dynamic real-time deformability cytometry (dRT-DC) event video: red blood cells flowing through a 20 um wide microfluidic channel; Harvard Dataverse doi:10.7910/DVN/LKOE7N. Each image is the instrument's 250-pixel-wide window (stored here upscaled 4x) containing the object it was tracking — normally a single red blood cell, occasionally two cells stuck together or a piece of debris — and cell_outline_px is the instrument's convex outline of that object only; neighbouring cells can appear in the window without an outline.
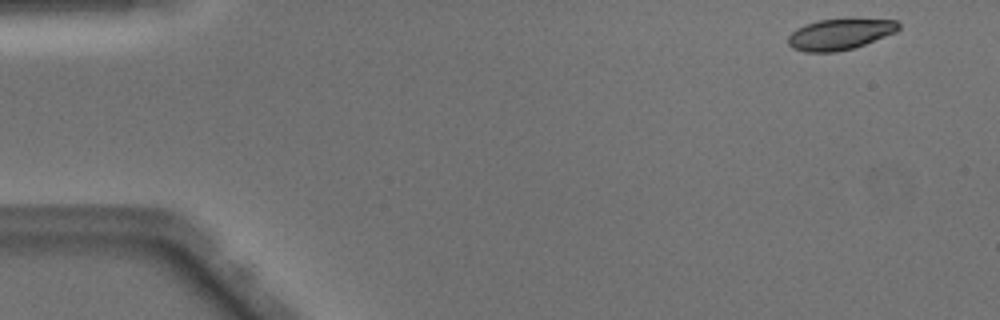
{"species": "Egyptian fruit bat (a non-hibernating species)", "species_latin": "Rousettus aegyptiacus", "temperature_condition": "warm", "stored_images_in_passage": 47, "camera_frame_rate_fps": 3000, "um_per_image_px": 0.085, "animal": {"sex": "male"}, "frame": {"image": 1, "passage_image": 1, "time_ms": 0.0, "image_size_px": [1000, 320], "cell_outline_px": [[900, 28], [896, 32], [864, 44], [852, 48], [836, 52], [804, 52], [792, 48], [788, 44], [788, 36], [796, 28], [804, 24], [820, 20], [848, 16], [852, 16], [896, 20], [900, 24]], "centroid_in_image_um": [71.42, 2.85], "position_along_channel_um": 13.6, "area_um2": 20.75}}
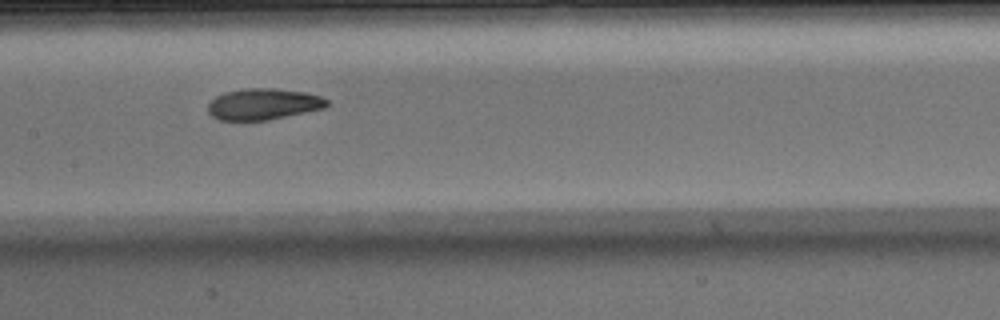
{"frame": {"image": 2, "passage_image": 22, "time_ms": 7.0, "image_size_px": [1000, 320], "cell_outline_px": [[328, 104], [324, 108], [268, 120], [220, 120], [212, 116], [208, 112], [208, 104], [216, 96], [224, 92], [244, 88], [276, 88], [304, 92], [320, 96], [328, 100]], "centroid_in_image_um": [22.36, 8.84], "position_along_channel_um": 185.0, "area_um2": 21.62}}
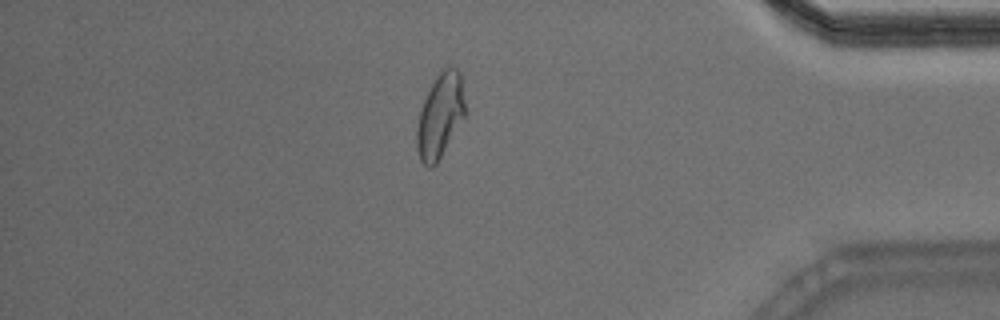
{"frame": {"image": 3, "passage_image": 40, "time_ms": 13.0, "image_size_px": [1000, 320], "cell_outline_px": [[464, 116], [436, 164], [432, 168], [428, 168], [420, 160], [416, 148], [416, 128], [420, 108], [436, 76], [444, 68], [456, 68], [460, 72], [464, 104]], "centroid_in_image_um": [37.37, 9.87], "position_along_channel_um": 397.8, "area_um2": 23.24}, "authors_computed_cell_mechanics": {"area_um2": 22.0796, "velocity_mm_per_s": 4.0897, "shape_relaxation_time_tau1_ms": 7.932, "shape_relaxation_time_tau2_ms": 1.7249, "deformation_change_tau1": 0.2346, "deformation_change_tau2": 0.0765}}